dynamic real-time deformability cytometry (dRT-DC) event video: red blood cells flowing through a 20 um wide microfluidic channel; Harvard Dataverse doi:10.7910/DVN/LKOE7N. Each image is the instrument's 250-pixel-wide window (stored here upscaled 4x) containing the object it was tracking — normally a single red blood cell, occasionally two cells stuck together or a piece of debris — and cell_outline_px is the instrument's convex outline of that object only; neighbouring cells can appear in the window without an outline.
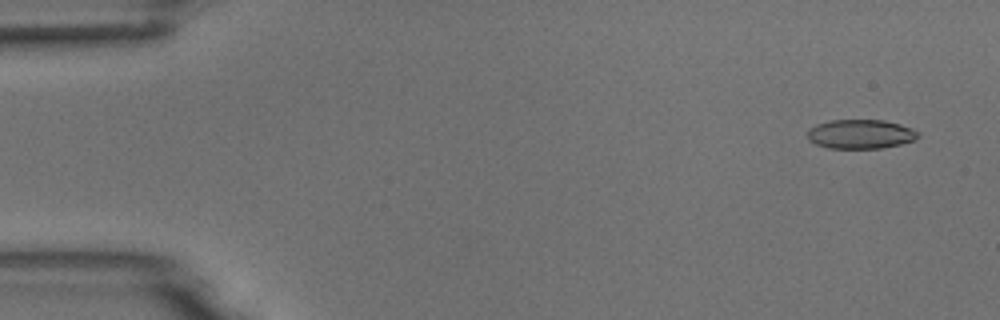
{"species": "common noctule bat (a hibernating species)", "species_latin": "Nyctalus noctula", "temperature_condition": "room temperature", "stored_images_in_passage": 4, "camera_frame_rate_fps": 3000, "um_per_image_px": 0.085, "animal": {"sex": "male", "body_mass_g": 18.8}, "frame": {"image": 1, "passage_image": 1, "time_ms": 0.0, "image_size_px": [1000, 320], "cell_outline_px": [[920, 136], [916, 140], [900, 144], [880, 148], [828, 148], [816, 144], [808, 140], [808, 128], [816, 124], [828, 120], [884, 120], [900, 124], [912, 128], [920, 132]], "centroid_in_image_um": [73.16, 11.39], "position_along_channel_um": 11.8, "area_um2": 19.02}}
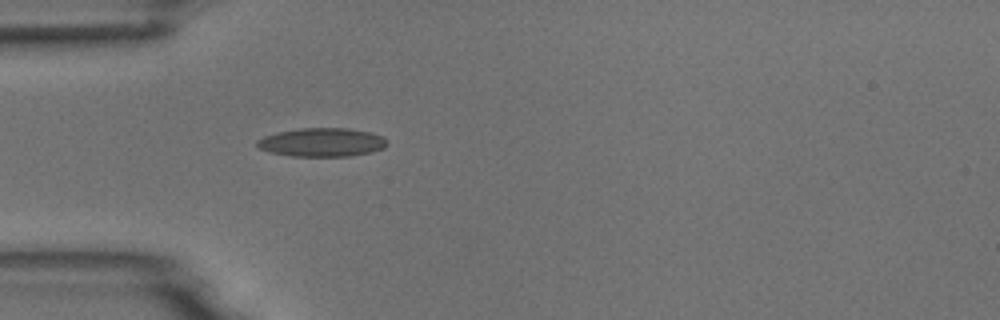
{"frame": {"image": 2, "passage_image": 4, "time_ms": 4.333, "image_size_px": [1000, 320], "cell_outline_px": [[388, 144], [384, 148], [372, 152], [348, 156], [292, 156], [272, 152], [260, 148], [256, 144], [256, 140], [264, 136], [276, 132], [300, 128], [348, 128], [368, 132], [380, 136], [388, 140]], "centroid_in_image_um": [27.37, 12.09], "position_along_channel_um": 57.6, "area_um2": 21.62}}